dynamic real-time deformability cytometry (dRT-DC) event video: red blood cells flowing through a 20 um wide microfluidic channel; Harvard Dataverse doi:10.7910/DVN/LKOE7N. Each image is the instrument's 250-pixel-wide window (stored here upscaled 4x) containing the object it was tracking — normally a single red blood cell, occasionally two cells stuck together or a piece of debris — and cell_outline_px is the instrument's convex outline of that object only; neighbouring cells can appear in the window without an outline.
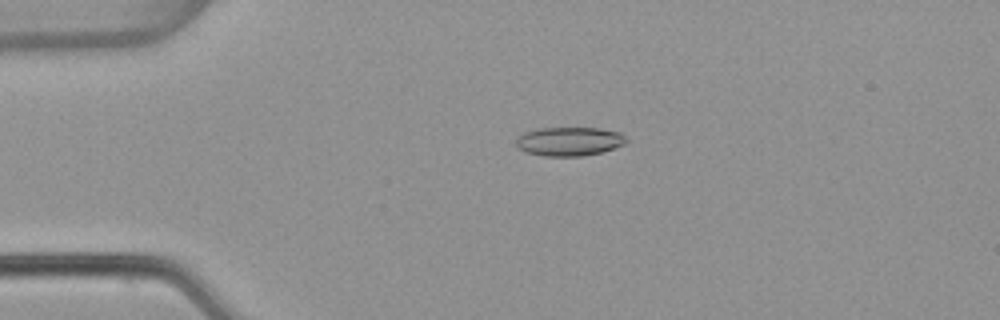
{"species": "common noctule bat (a hibernating species)", "species_latin": "Nyctalus noctula", "temperature_condition": "warm", "stored_images_in_passage": 49, "camera_frame_rate_fps": 3000, "um_per_image_px": 0.085, "animal": {"sex": "female", "body_mass_g": 22.7, "forearm_length_mm": 54.2}, "frame": {"image": 1, "passage_image": 8, "time_ms": 2.333, "image_size_px": [1000, 320], "cell_outline_px": [[628, 140], [624, 144], [600, 152], [580, 156], [544, 156], [528, 152], [520, 148], [516, 144], [516, 140], [524, 132], [536, 128], [600, 128], [620, 132]], "centroid_in_image_um": [48.39, 12.0], "position_along_channel_um": 36.6, "area_um2": 18.32}}
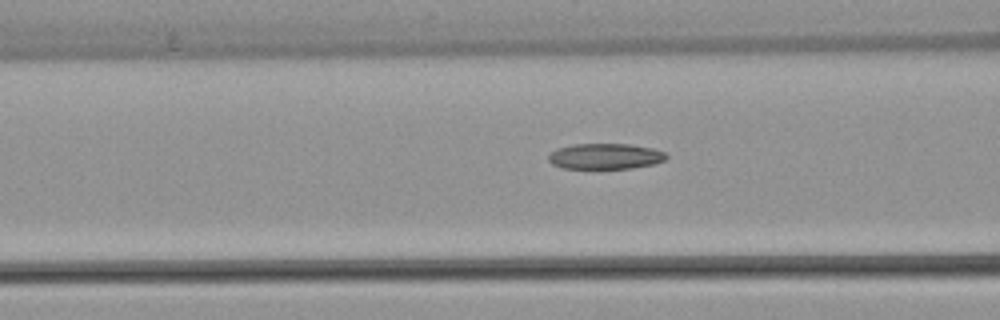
{"frame": {"image": 2, "passage_image": 17, "time_ms": 5.333, "image_size_px": [1000, 320], "cell_outline_px": [[668, 156], [664, 160], [652, 164], [632, 168], [564, 168], [552, 164], [548, 160], [548, 156], [556, 148], [572, 144], [632, 144], [652, 148], [664, 152]], "centroid_in_image_um": [51.43, 13.27], "position_along_channel_um": 115.2, "area_um2": 17.57}}
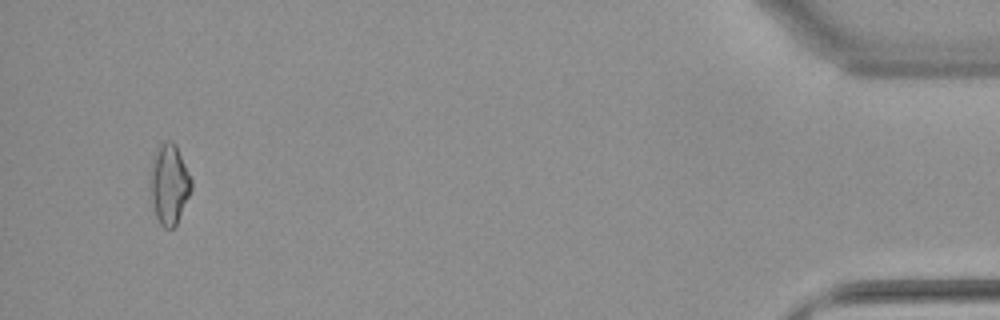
{"frame": {"image": 3, "passage_image": 47, "time_ms": 15.333, "image_size_px": [1000, 320], "cell_outline_px": [[192, 188], [176, 224], [172, 228], [164, 228], [160, 224], [156, 216], [152, 204], [152, 160], [156, 148], [160, 144], [168, 140], [172, 140], [176, 144], [192, 180]], "centroid_in_image_um": [14.4, 15.63], "position_along_channel_um": 420.8, "area_um2": 18.73}, "authors_computed_cell_mechanics": {"area_um2": 17.918, "velocity_mm_per_s": 3.8504, "shape_relaxation_time_tau1_ms": null, "shape_relaxation_time_tau2_ms": 5.3246, "deformation_change_tau1": null, "deformation_change_tau2": 0.1447}}